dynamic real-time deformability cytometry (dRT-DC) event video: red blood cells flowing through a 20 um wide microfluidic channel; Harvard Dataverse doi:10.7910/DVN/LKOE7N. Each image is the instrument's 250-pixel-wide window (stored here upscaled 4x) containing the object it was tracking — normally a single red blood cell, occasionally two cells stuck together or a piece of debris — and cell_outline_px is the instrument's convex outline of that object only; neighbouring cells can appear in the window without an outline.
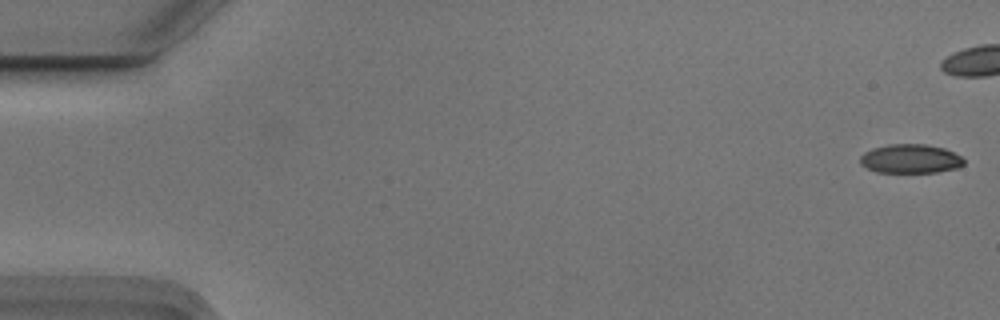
{"species": "Egyptian fruit bat (a non-hibernating species)", "species_latin": "Rousettus aegyptiacus", "temperature_condition": "cold", "stored_images_in_passage": 44, "camera_frame_rate_fps": 3000, "um_per_image_px": 0.085, "animal": {"sex": "male"}, "frame": {"image": 1, "passage_image": 1, "time_ms": 0.0, "image_size_px": [1000, 320], "cell_outline_px": [[964, 164], [956, 168], [936, 172], [876, 172], [860, 164], [860, 156], [864, 152], [872, 148], [888, 144], [924, 144], [944, 148], [960, 156], [964, 160]], "centroid_in_image_um": [77.35, 13.49], "position_along_channel_um": 7.6, "area_um2": 17.46}}
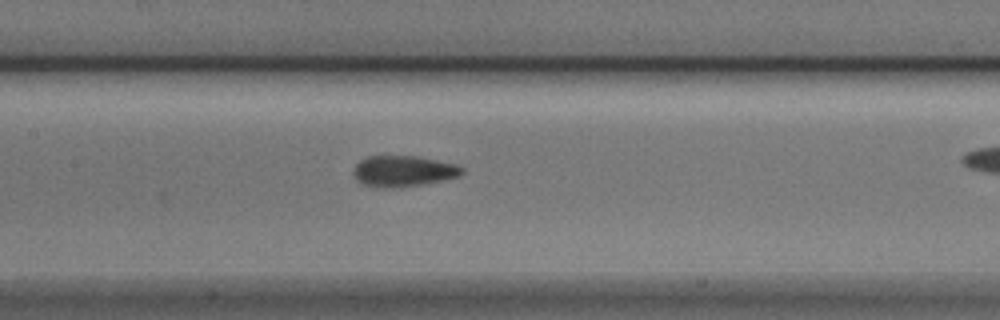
{"frame": {"image": 2, "passage_image": 26, "time_ms": 8.333, "image_size_px": [1000, 320], "cell_outline_px": [[464, 172], [460, 176], [444, 180], [424, 184], [392, 188], [372, 188], [356, 180], [352, 172], [352, 168], [360, 160], [368, 156], [416, 156], [456, 164], [464, 168]], "centroid_in_image_um": [34.25, 14.56], "position_along_channel_um": 173.1, "area_um2": 19.88}}
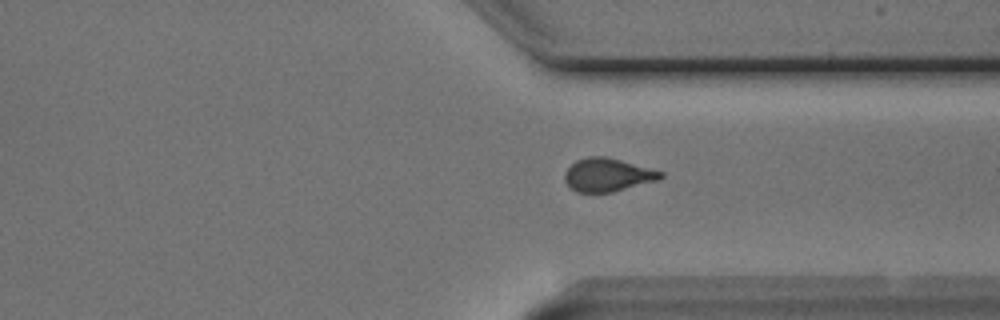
{"frame": {"image": 3, "passage_image": 41, "time_ms": 13.333, "image_size_px": [1000, 320], "cell_outline_px": [[664, 176], [660, 180], [612, 192], [576, 192], [564, 180], [564, 172], [576, 160], [588, 156], [608, 156], [664, 172]], "centroid_in_image_um": [51.67, 14.85], "position_along_channel_um": 359.7, "area_um2": 18.73}}